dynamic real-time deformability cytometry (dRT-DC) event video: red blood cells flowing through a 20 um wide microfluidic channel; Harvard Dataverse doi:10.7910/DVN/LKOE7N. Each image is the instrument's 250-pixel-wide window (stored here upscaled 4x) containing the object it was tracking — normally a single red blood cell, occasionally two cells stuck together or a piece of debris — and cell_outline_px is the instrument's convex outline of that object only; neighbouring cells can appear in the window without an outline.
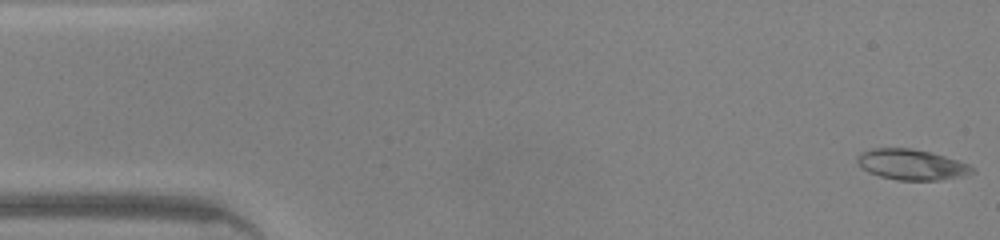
{"species": "common noctule bat (a hibernating species)", "species_latin": "Nyctalus noctula", "temperature_condition": "warm", "stored_images_in_passage": 47, "camera_frame_rate_fps": 3000, "um_per_image_px": 0.085, "animal": {"sex": "male", "body_mass_g": 20.0, "forearm_length_mm": 53.3}, "frame": {"image": 1, "passage_image": 1, "time_ms": 0.0, "image_size_px": [1000, 240], "cell_outline_px": [[976, 172], [964, 176], [940, 180], [896, 180], [880, 176], [868, 172], [860, 168], [856, 160], [856, 156], [860, 152], [872, 148], [912, 148], [944, 156], [968, 164]], "centroid_in_image_um": [77.43, 13.99], "position_along_channel_um": 7.6, "area_um2": 20.58}}
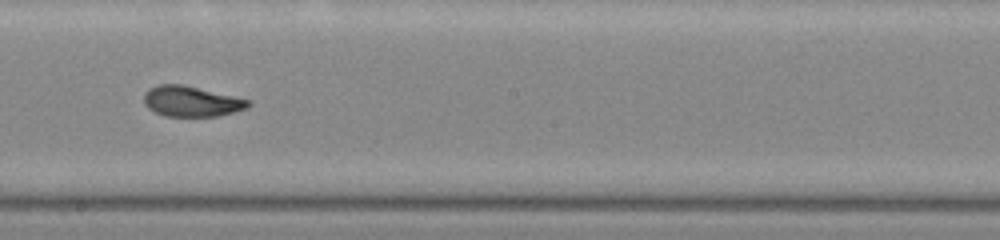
{"frame": {"image": 2, "passage_image": 25, "time_ms": 8.0, "image_size_px": [1000, 240], "cell_outline_px": [[252, 104], [248, 108], [216, 116], [164, 116], [148, 108], [144, 104], [144, 92], [148, 88], [156, 84], [184, 84], [252, 100]], "centroid_in_image_um": [16.27, 8.6], "position_along_channel_um": 231.9, "area_um2": 18.79}}
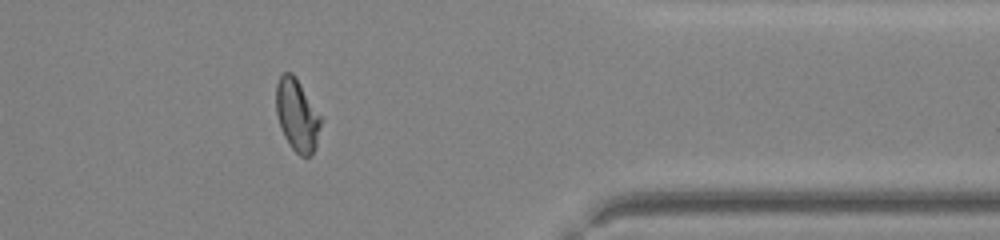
{"frame": {"image": 3, "passage_image": 37, "time_ms": 12.0, "image_size_px": [1000, 240], "cell_outline_px": [[324, 120], [316, 148], [312, 156], [300, 156], [288, 144], [280, 128], [276, 112], [276, 84], [280, 76], [284, 72], [292, 72], [296, 76]], "centroid_in_image_um": [25.29, 9.81], "position_along_channel_um": 386.1, "area_um2": 19.42}, "authors_computed_cell_mechanics": {"area_um2": 19.1896, "velocity_mm_per_s": 4.3921, "shape_relaxation_time_tau1_ms": 9.8168, "shape_relaxation_time_tau2_ms": 1.6505, "deformation_change_tau1": 0.3265, "deformation_change_tau2": 0.0746}}